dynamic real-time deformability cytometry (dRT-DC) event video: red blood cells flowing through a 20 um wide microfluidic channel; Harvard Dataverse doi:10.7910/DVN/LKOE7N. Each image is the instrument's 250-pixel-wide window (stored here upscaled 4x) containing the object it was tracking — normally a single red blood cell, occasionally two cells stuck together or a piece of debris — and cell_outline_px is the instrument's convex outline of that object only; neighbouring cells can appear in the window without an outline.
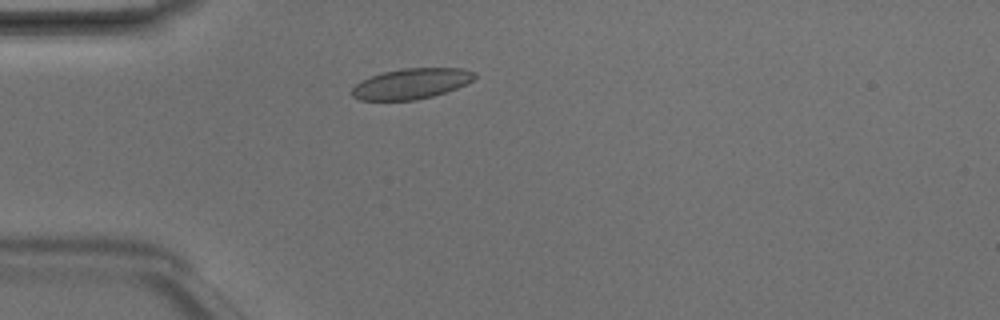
{"species": "Egyptian fruit bat (a non-hibernating species)", "species_latin": "Rousettus aegyptiacus", "temperature_condition": "room temperature", "stored_images_in_passage": 3, "camera_frame_rate_fps": 3000, "um_per_image_px": 0.085, "animal": {"sex": "male"}, "frame": {"image": 1, "passage_image": 3, "time_ms": 0.667, "image_size_px": [1000, 320], "cell_outline_px": [[476, 76], [472, 80], [456, 88], [432, 96], [416, 100], [360, 100], [352, 96], [348, 92], [360, 80], [384, 72], [404, 68], [464, 68], [476, 72]], "centroid_in_image_um": [34.92, 7.11], "position_along_channel_um": 50.1, "area_um2": 21.79}}